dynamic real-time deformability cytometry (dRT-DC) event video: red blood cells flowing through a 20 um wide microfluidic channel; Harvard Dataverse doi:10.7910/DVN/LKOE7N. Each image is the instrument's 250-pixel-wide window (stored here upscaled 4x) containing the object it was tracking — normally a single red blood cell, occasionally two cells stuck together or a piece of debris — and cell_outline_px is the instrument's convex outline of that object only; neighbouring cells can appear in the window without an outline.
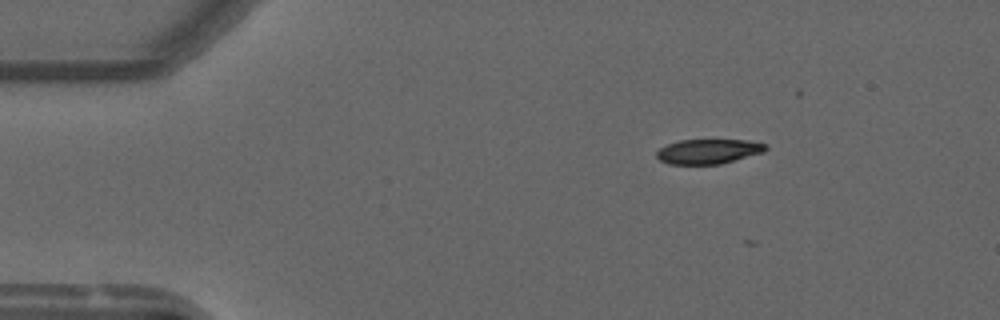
{"species": "common noctule bat (a hibernating species)", "species_latin": "Nyctalus noctula", "temperature_condition": "warm", "stored_images_in_passage": 2, "camera_frame_rate_fps": 3000, "um_per_image_px": 0.085, "animal": {"sex": "male", "forearm_length_mm": 52.5}, "frame": {"image": 1, "passage_image": 1, "time_ms": 0.0, "image_size_px": [1000, 320], "cell_outline_px": [[768, 148], [764, 152], [720, 164], [668, 164], [660, 160], [656, 156], [656, 152], [660, 148], [668, 144], [680, 140], [748, 140], [768, 144]], "centroid_in_image_um": [60.23, 12.87], "position_along_channel_um": 24.8, "area_um2": 15.72}}